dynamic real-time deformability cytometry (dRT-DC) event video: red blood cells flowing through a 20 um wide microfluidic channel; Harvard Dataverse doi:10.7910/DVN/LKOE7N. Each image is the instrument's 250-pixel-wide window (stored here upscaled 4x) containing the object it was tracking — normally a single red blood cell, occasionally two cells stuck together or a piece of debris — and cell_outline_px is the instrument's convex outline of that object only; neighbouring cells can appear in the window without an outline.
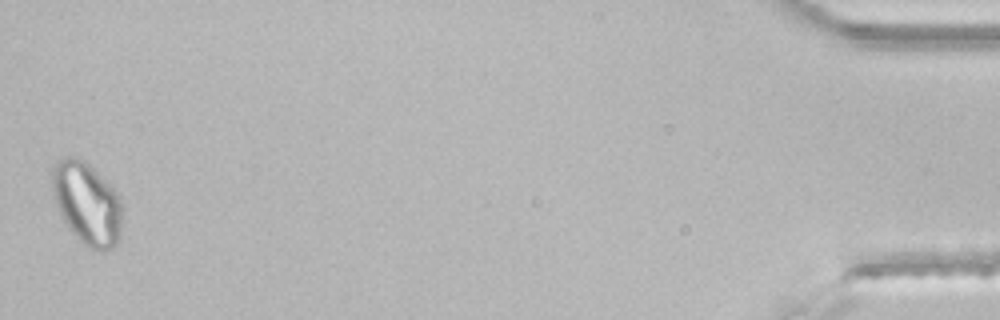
{"species": "common noctule bat (a hibernating species)", "species_latin": "Nyctalus noctula", "temperature_condition": "room temperature", "stored_images_in_passage": 46, "segment_of_instrument_passage": [2, 2], "camera_frame_rate_fps": 3000, "um_per_image_px": 0.085, "animal": {"sex": "male", "body_mass_g": 21.5, "forearm_length_mm": 52.0}, "frame": {"image": 1, "passage_image": 46, "time_ms": 15.0, "image_size_px": [1000, 320], "cell_outline_px": [[124, 208], [120, 236], [116, 244], [108, 252], [92, 252], [76, 236], [60, 216], [56, 204], [52, 188], [52, 168], [64, 156], [76, 156], [84, 160], [120, 196]], "centroid_in_image_um": [7.43, 17.34], "position_along_channel_um": 427.8, "area_um2": 34.04}}